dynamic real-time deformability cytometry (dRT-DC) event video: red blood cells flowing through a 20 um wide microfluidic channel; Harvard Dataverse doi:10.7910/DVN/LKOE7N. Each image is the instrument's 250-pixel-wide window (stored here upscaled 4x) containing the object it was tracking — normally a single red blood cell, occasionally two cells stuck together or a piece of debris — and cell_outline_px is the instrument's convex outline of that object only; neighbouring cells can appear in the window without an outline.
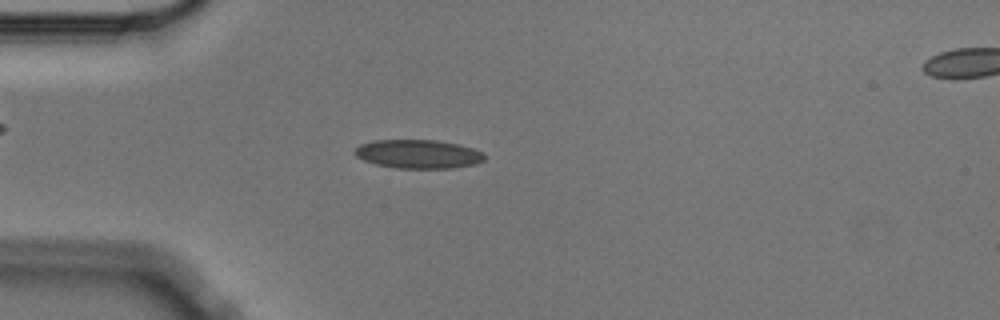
{"species": "Egyptian fruit bat (a non-hibernating species)", "species_latin": "Rousettus aegyptiacus", "temperature_condition": "cold", "stored_images_in_passage": 5, "segment_of_instrument_passage": [1, 2], "camera_frame_rate_fps": 3000, "um_per_image_px": 0.085, "animal": {"sex": "male"}, "frame": {"image": 1, "passage_image": 4, "time_ms": 1.0, "image_size_px": [1000, 320], "cell_outline_px": [[484, 160], [476, 164], [452, 168], [396, 168], [376, 164], [364, 160], [356, 156], [352, 152], [360, 144], [372, 140], [436, 140], [460, 144], [472, 148], [480, 152], [484, 156]], "centroid_in_image_um": [35.52, 13.09], "position_along_channel_um": 49.5, "area_um2": 21.73}}